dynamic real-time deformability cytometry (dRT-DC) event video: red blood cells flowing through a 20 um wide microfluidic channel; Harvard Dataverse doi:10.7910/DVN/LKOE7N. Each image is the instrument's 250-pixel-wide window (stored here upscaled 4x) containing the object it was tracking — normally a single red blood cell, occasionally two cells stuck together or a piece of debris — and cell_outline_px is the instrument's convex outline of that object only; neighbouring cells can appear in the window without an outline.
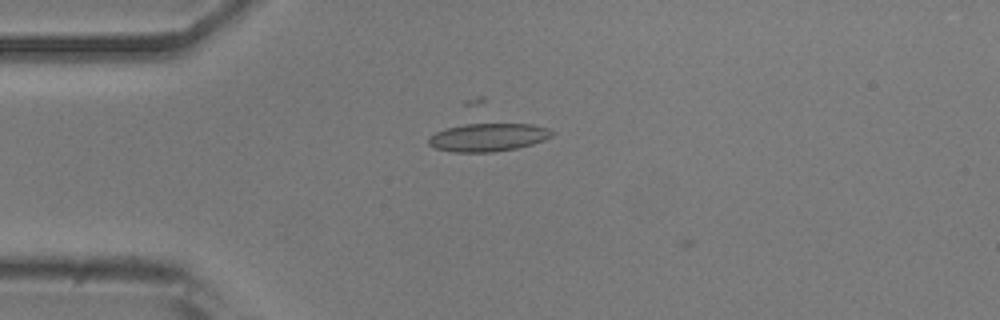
{"species": "common noctule bat (a hibernating species)", "species_latin": "Nyctalus noctula", "temperature_condition": "room temperature", "stored_images_in_passage": 10, "camera_frame_rate_fps": 3000, "um_per_image_px": 0.085, "animal": {"sex": "male", "body_mass_g": 20.5, "forearm_length_mm": 52.5}, "frame": {"image": 1, "passage_image": 9, "time_ms": 2.667, "image_size_px": [1000, 320], "cell_outline_px": [[556, 132], [552, 136], [544, 140], [532, 144], [516, 148], [492, 152], [452, 152], [436, 148], [428, 144], [428, 136], [444, 128], [472, 120], [476, 120], [532, 124], [548, 128]], "centroid_in_image_um": [41.47, 11.6], "position_along_channel_um": 43.5, "area_um2": 21.5}}